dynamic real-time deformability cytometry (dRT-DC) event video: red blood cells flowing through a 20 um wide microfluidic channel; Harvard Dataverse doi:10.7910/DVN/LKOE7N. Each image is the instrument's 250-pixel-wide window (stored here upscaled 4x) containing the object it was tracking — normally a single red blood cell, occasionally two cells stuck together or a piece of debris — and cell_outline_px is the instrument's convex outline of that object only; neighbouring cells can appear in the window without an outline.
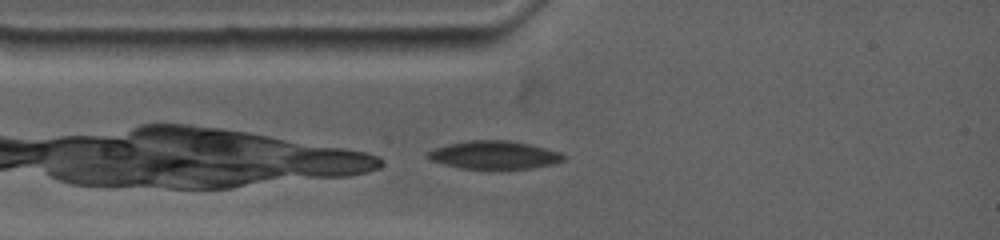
{"species": "common noctule bat (a hibernating species)", "species_latin": "Nyctalus noctula", "temperature_condition": "warm", "stored_images_in_passage": 49, "camera_frame_rate_fps": 4500, "um_per_image_px": 0.085, "animal": {"sex": "female", "body_mass_g": 19.0, "forearm_length_mm": 53.3}, "frame": {"image": 1, "passage_image": 1, "time_ms": 0.0, "image_size_px": [1000, 240], "cell_outline_px": [[568, 156], [564, 160], [552, 164], [532, 168], [500, 172], [460, 168], [444, 164], [432, 160], [424, 156], [428, 152], [436, 148], [448, 144], [468, 140], [508, 140], [528, 144], [560, 152]], "centroid_in_image_um": [42.03, 13.22], "position_along_channel_um": 43.0, "area_um2": 23.0}}
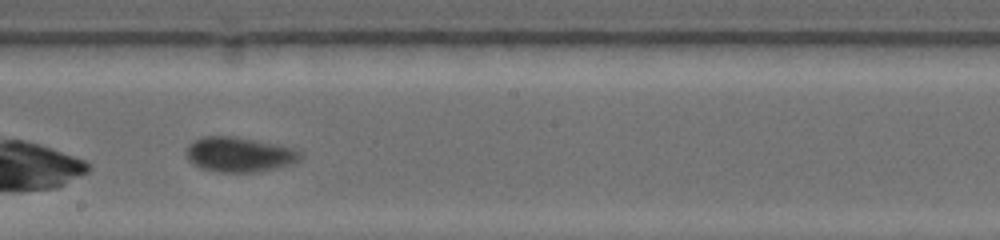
{"frame": {"image": 2, "passage_image": 19, "time_ms": 5.111, "image_size_px": [1000, 240], "cell_outline_px": [[300, 160], [292, 164], [276, 168], [256, 172], [216, 172], [200, 168], [192, 164], [188, 160], [184, 152], [188, 144], [204, 136], [236, 136], [296, 148], [300, 152]], "centroid_in_image_um": [20.31, 13.13], "position_along_channel_um": 227.9, "area_um2": 23.47}}
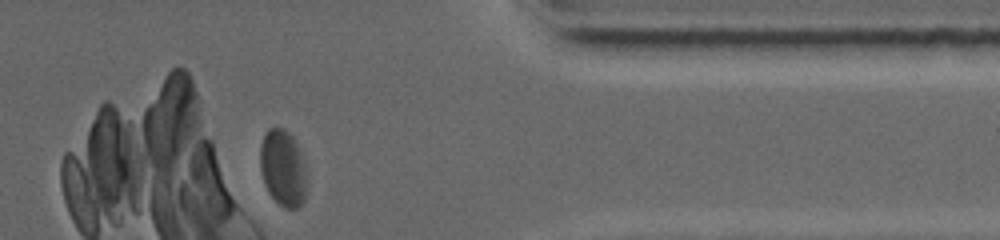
{"frame": {"image": 3, "passage_image": 44, "time_ms": 10.0, "image_size_px": [1000, 240], "cell_outline_px": [[308, 184], [304, 200], [296, 208], [284, 208], [268, 192], [264, 184], [260, 168], [260, 144], [264, 132], [268, 128], [284, 128], [296, 140], [304, 160], [308, 180]], "centroid_in_image_um": [24.07, 14.26], "position_along_channel_um": 387.3, "area_um2": 21.27}, "authors_computed_cell_mechanics": {"area_um2": 22.9466, "velocity_mm_per_s": 3.6182, "shape_relaxation_time_tau1_ms": 4.7074, "shape_relaxation_time_tau2_ms": null, "deformation_change_tau1": 0.1479, "deformation_change_tau2": null}}